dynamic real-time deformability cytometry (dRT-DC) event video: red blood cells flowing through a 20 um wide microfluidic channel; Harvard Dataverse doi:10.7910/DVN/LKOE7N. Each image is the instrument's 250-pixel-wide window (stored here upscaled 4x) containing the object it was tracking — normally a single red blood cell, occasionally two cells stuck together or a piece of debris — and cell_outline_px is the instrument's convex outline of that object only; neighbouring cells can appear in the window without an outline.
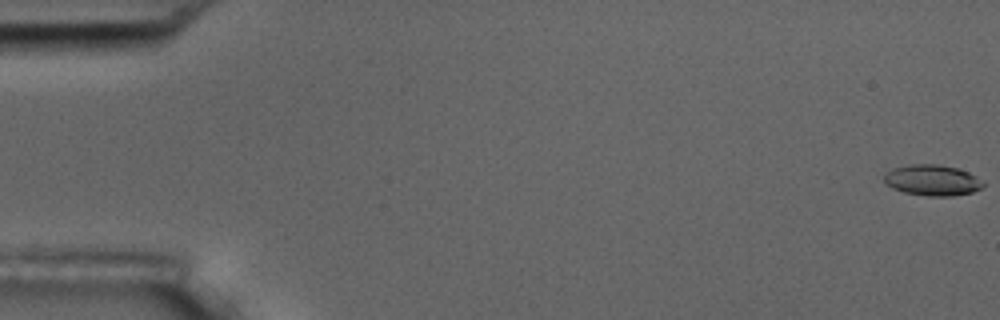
{"species": "common noctule bat (a hibernating species)", "species_latin": "Nyctalus noctula", "temperature_condition": "room temperature", "stored_images_in_passage": 18, "camera_frame_rate_fps": 3000, "um_per_image_px": 0.085, "animal": {"sex": "male", "body_mass_g": 17.5, "forearm_length_mm": 52.3}, "frame": {"image": 1, "passage_image": 1, "time_ms": 0.0, "image_size_px": [1000, 320], "cell_outline_px": [[984, 188], [972, 192], [956, 196], [928, 196], [904, 192], [892, 188], [884, 180], [884, 176], [892, 168], [908, 164], [936, 164], [956, 168], [968, 172], [984, 180]], "centroid_in_image_um": [79.29, 15.32], "position_along_channel_um": 5.7, "area_um2": 17.92}}
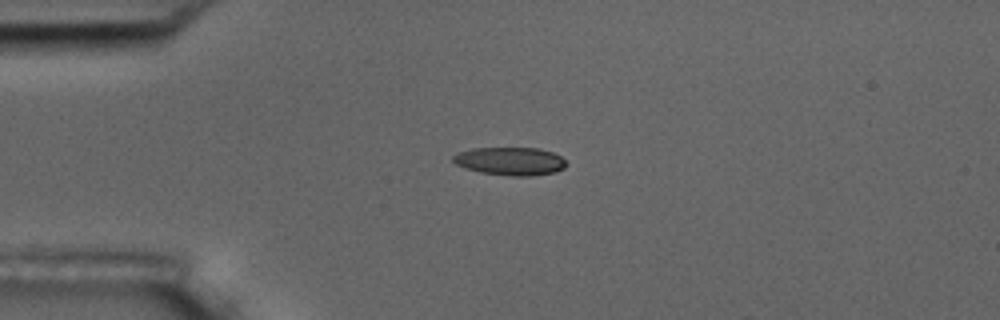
{"frame": {"image": 2, "passage_image": 15, "time_ms": 4.667, "image_size_px": [1000, 320], "cell_outline_px": [[568, 164], [564, 168], [556, 172], [532, 176], [512, 176], [480, 172], [464, 168], [456, 164], [452, 160], [452, 156], [456, 152], [472, 148], [540, 148], [552, 152], [560, 156]], "centroid_in_image_um": [43.36, 13.7], "position_along_channel_um": 41.6, "area_um2": 18.73}}